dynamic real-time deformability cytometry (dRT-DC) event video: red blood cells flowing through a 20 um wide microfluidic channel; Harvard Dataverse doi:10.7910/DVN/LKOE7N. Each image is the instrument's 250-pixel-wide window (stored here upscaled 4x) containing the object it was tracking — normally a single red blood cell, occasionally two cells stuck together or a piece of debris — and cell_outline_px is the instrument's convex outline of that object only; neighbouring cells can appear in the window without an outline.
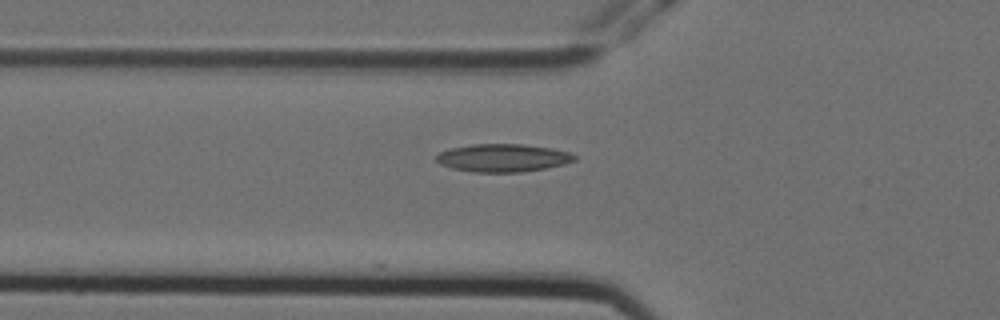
{"species": "Egyptian fruit bat (a non-hibernating species)", "species_latin": "Rousettus aegyptiacus", "temperature_condition": "cold", "stored_images_in_passage": 3, "camera_frame_rate_fps": 3000, "um_per_image_px": 0.085, "animal": {"sex": "female"}, "frame": {"image": 1, "passage_image": 3, "time_ms": 0.667, "image_size_px": [1000, 320], "cell_outline_px": [[576, 160], [564, 164], [544, 168], [520, 172], [472, 172], [452, 168], [440, 164], [436, 160], [436, 156], [440, 152], [448, 148], [472, 144], [520, 144], [552, 148], [568, 152], [576, 156]], "centroid_in_image_um": [42.71, 13.41], "position_along_channel_um": 83.1, "area_um2": 22.43}}